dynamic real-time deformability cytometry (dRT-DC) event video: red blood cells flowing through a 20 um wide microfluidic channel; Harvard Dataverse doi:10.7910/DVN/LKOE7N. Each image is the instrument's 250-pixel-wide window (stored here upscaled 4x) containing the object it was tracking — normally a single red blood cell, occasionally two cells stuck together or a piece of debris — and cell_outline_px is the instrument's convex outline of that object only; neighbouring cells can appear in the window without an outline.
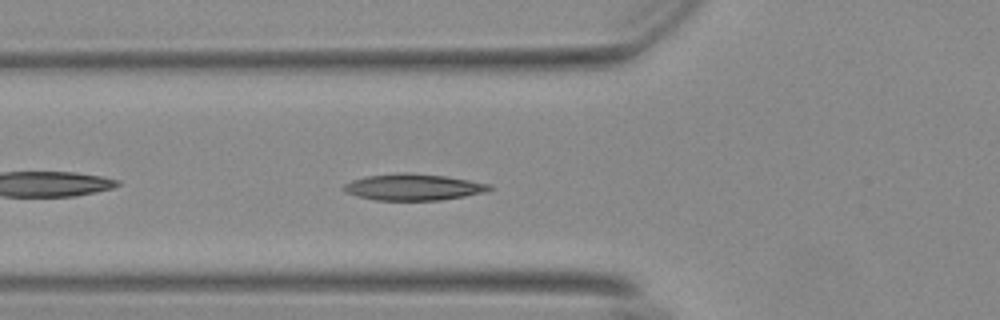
{"species": "Egyptian fruit bat (a non-hibernating species)", "species_latin": "Rousettus aegyptiacus", "temperature_condition": "warm", "stored_images_in_passage": 41, "camera_frame_rate_fps": 3000, "um_per_image_px": 0.085, "animal": {"sex": "female"}, "frame": {"image": 1, "passage_image": 5, "time_ms": 1.333, "image_size_px": [1000, 320], "cell_outline_px": [[492, 188], [484, 192], [464, 196], [440, 200], [376, 200], [360, 196], [348, 192], [344, 188], [344, 184], [352, 180], [368, 176], [404, 172], [412, 172], [444, 176], [492, 184]], "centroid_in_image_um": [35.17, 15.89], "position_along_channel_um": 90.6, "area_um2": 22.08}}
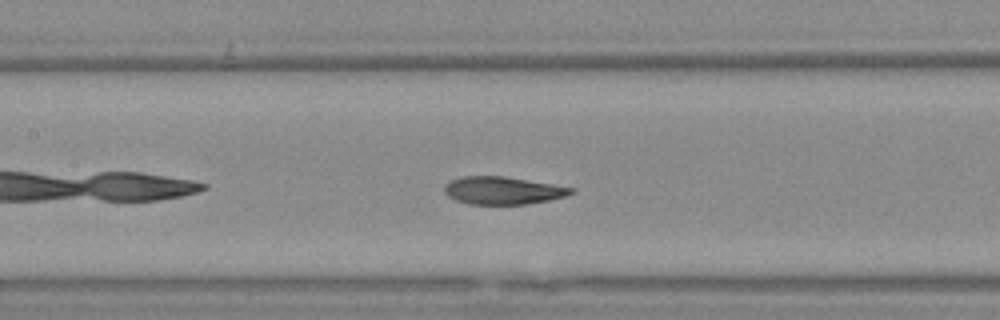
{"frame": {"image": 2, "passage_image": 11, "time_ms": 3.333, "image_size_px": [1000, 320], "cell_outline_px": [[576, 192], [564, 196], [548, 200], [528, 204], [468, 204], [456, 200], [448, 196], [444, 192], [444, 188], [452, 180], [464, 176], [504, 176], [576, 188]], "centroid_in_image_um": [42.77, 16.19], "position_along_channel_um": 164.6, "area_um2": 20.29}}
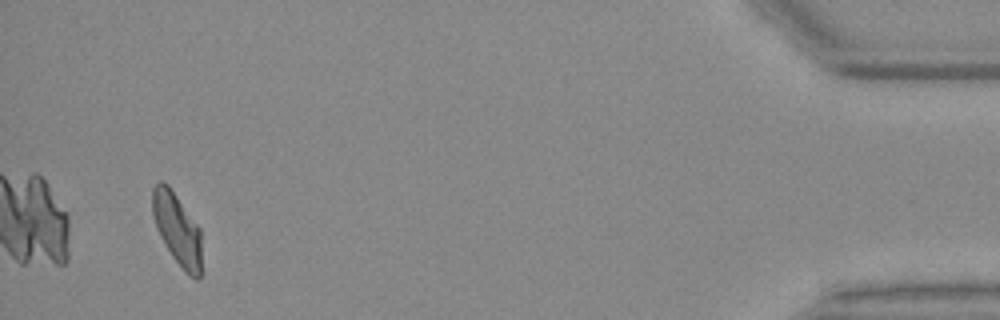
{"frame": {"image": 3, "passage_image": 38, "time_ms": 12.333, "image_size_px": [1000, 320], "cell_outline_px": [[200, 280], [196, 280], [188, 276], [172, 256], [160, 236], [156, 228], [152, 212], [152, 188], [160, 180], [168, 184], [200, 228]], "centroid_in_image_um": [15.04, 19.47], "position_along_channel_um": 420.2, "area_um2": 20.52}, "authors_computed_cell_mechanics": {"area_um2": 21.097, "velocity_mm_per_s": 3.6811, "shape_relaxation_time_tau1_ms": 5.0537, "shape_relaxation_time_tau2_ms": 1.5431, "deformation_change_tau1": 0.1913, "deformation_change_tau2": 0.0857}}